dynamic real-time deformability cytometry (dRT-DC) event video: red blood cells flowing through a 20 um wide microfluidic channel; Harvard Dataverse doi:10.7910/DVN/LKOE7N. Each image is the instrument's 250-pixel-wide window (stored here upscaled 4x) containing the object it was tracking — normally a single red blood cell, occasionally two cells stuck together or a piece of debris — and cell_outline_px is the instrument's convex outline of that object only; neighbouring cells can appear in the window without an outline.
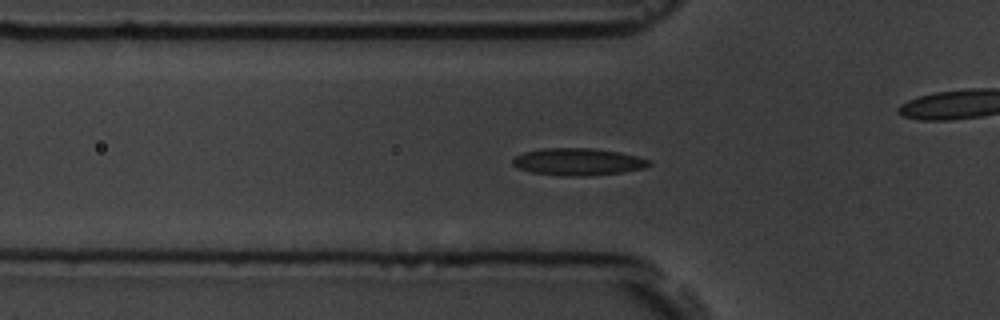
{"species": "common noctule bat (a hibernating species)", "species_latin": "Nyctalus noctula", "temperature_condition": "room temperature", "stored_images_in_passage": 50, "camera_frame_rate_fps": 3000, "um_per_image_px": 0.085, "animal": {"sex": "male", "body_mass_g": 19.5, "forearm_length_mm": 54.6}, "frame": {"image": 1, "passage_image": 11, "time_ms": 3.333, "image_size_px": [1000, 320], "cell_outline_px": [[652, 164], [644, 168], [620, 172], [588, 176], [564, 176], [532, 172], [516, 168], [512, 164], [512, 160], [516, 156], [524, 152], [544, 148], [592, 148], [620, 152], [636, 156], [648, 160]], "centroid_in_image_um": [49.1, 13.75], "position_along_channel_um": 76.7, "area_um2": 21.5}}
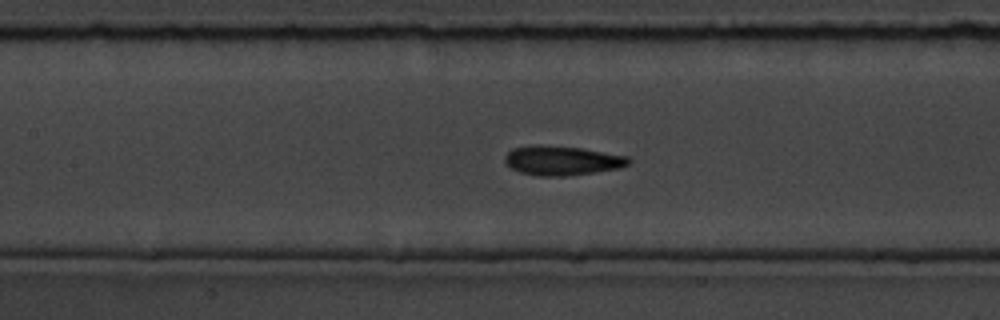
{"frame": {"image": 2, "passage_image": 18, "time_ms": 5.667, "image_size_px": [1000, 320], "cell_outline_px": [[632, 160], [628, 164], [620, 168], [568, 176], [540, 176], [520, 172], [512, 168], [504, 160], [504, 156], [512, 148], [580, 148], [628, 156]], "centroid_in_image_um": [47.85, 13.7], "position_along_channel_um": 159.6, "area_um2": 20.17}}
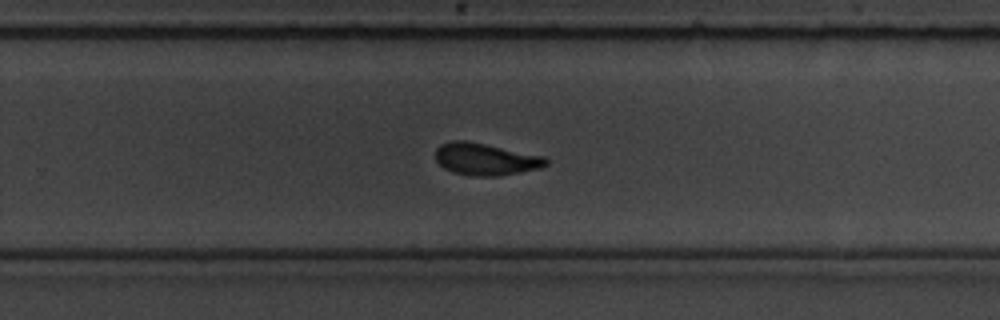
{"frame": {"image": 3, "passage_image": 29, "time_ms": 9.333, "image_size_px": [1000, 320], "cell_outline_px": [[548, 164], [540, 168], [500, 176], [476, 176], [452, 172], [444, 168], [436, 160], [436, 148], [440, 144], [452, 140], [464, 140], [544, 156], [548, 160]], "centroid_in_image_um": [41.26, 13.53], "position_along_channel_um": 288.5, "area_um2": 20.52}, "authors_computed_cell_mechanics": {"area_um2": 20.5768, "velocity_mm_per_s": 3.5398, "shape_relaxation_time_tau1_ms": 6.4371, "shape_relaxation_time_tau2_ms": 2.2774, "deformation_change_tau1": 0.1847, "deformation_change_tau2": 0.0883}}